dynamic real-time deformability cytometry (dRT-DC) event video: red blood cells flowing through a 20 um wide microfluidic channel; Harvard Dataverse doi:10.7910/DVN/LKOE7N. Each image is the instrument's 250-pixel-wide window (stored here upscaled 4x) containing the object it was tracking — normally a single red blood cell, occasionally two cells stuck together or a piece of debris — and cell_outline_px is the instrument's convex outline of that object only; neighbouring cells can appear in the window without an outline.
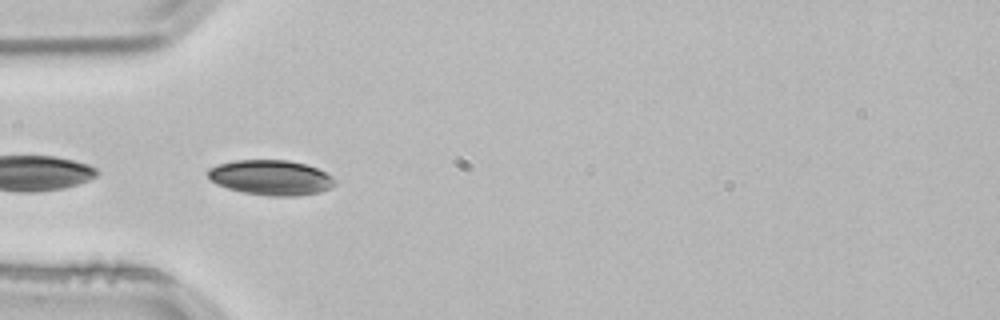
{"species": "common noctule bat (a hibernating species)", "species_latin": "Nyctalus noctula", "temperature_condition": "room temperature", "stored_images_in_passage": 22, "camera_frame_rate_fps": 3000, "um_per_image_px": 0.085, "animal": {"sex": "male", "body_mass_g": 21.5, "forearm_length_mm": 52.0}, "frame": {"image": 1, "passage_image": 7, "time_ms": 2.0, "image_size_px": [1000, 320], "cell_outline_px": [[336, 184], [320, 192], [296, 196], [268, 196], [244, 192], [228, 188], [216, 184], [208, 176], [208, 168], [216, 164], [236, 160], [288, 160], [304, 164], [316, 168], [332, 176], [336, 180]], "centroid_in_image_um": [23.02, 15.09], "position_along_channel_um": 62.0, "area_um2": 25.89}}